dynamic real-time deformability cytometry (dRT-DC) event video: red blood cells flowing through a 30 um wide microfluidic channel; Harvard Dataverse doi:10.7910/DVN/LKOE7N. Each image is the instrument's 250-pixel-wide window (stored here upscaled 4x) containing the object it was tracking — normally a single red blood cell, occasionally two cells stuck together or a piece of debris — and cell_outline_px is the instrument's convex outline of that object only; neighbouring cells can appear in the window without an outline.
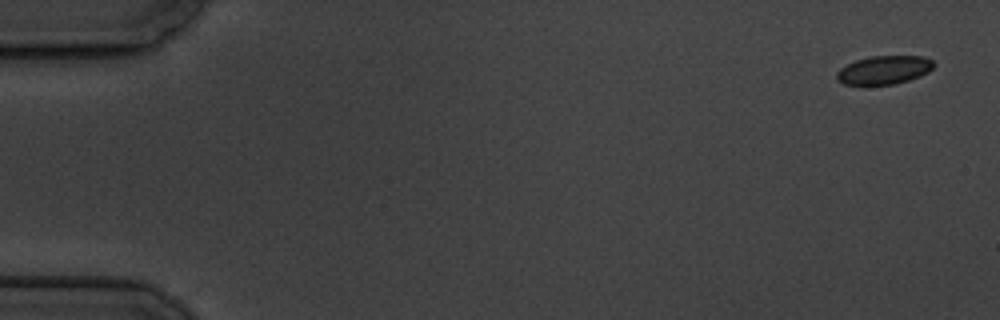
{"species": "common noctule bat (a hibernating species)", "species_latin": "Nyctalus noctula", "temperature_condition": "cold", "stored_images_in_passage": 5, "camera_frame_rate_fps": 3000, "um_per_image_px": 0.085, "animal": {"sex": "male", "body_mass_g": 19.5, "forearm_length_mm": 54.6}, "frame": {"image": 1, "passage_image": 1, "time_ms": 0.0, "image_size_px": [1000, 320], "cell_outline_px": [[936, 64], [928, 72], [920, 76], [908, 80], [892, 84], [844, 84], [836, 80], [836, 72], [840, 68], [856, 60], [868, 56], [924, 56], [932, 60]], "centroid_in_image_um": [75.14, 5.93], "position_along_channel_um": 9.9, "area_um2": 16.07}}
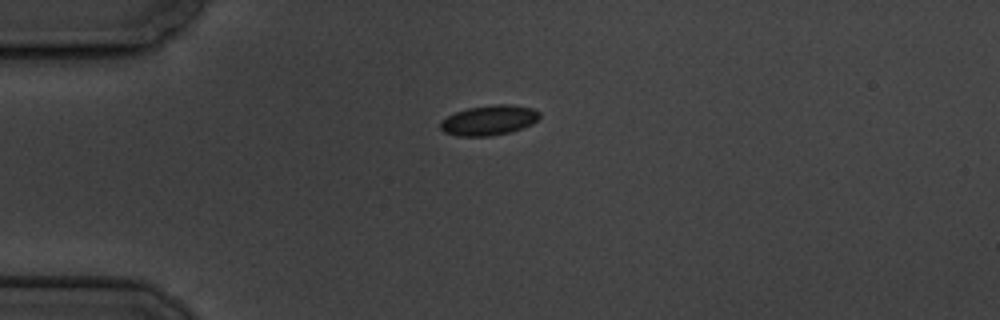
{"frame": {"image": 2, "passage_image": 5, "time_ms": 4.333, "image_size_px": [1000, 320], "cell_outline_px": [[540, 116], [532, 124], [512, 132], [488, 136], [456, 136], [444, 132], [440, 128], [440, 120], [456, 112], [468, 108], [492, 104], [512, 104], [532, 108], [540, 112]], "centroid_in_image_um": [41.56, 10.22], "position_along_channel_um": 43.4, "area_um2": 17.46}}